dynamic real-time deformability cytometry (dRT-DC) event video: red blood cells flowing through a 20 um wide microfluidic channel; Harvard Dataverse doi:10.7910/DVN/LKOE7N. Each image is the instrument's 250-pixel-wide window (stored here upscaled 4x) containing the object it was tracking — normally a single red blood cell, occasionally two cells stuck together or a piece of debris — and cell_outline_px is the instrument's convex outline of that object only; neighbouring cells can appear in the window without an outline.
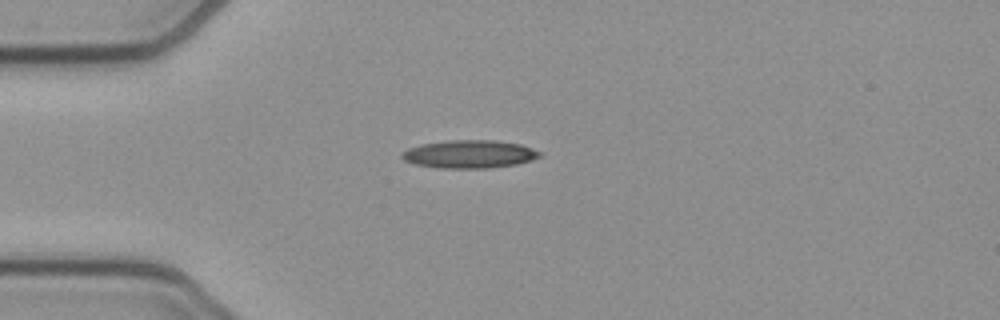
{"species": "common noctule bat (a hibernating species)", "species_latin": "Nyctalus noctula", "temperature_condition": "cold", "stored_images_in_passage": 40, "camera_frame_rate_fps": 3000, "um_per_image_px": 0.085, "animal": {"sex": "female", "body_mass_g": 21.9}, "frame": {"image": 1, "passage_image": 1, "time_ms": 0.0, "image_size_px": [1000, 320], "cell_outline_px": [[540, 156], [532, 160], [516, 164], [488, 168], [440, 168], [416, 164], [404, 160], [400, 156], [400, 152], [408, 148], [420, 144], [448, 140], [496, 140], [520, 144], [532, 148], [540, 152]], "centroid_in_image_um": [39.87, 13.09], "position_along_channel_um": 45.1, "area_um2": 22.54}}
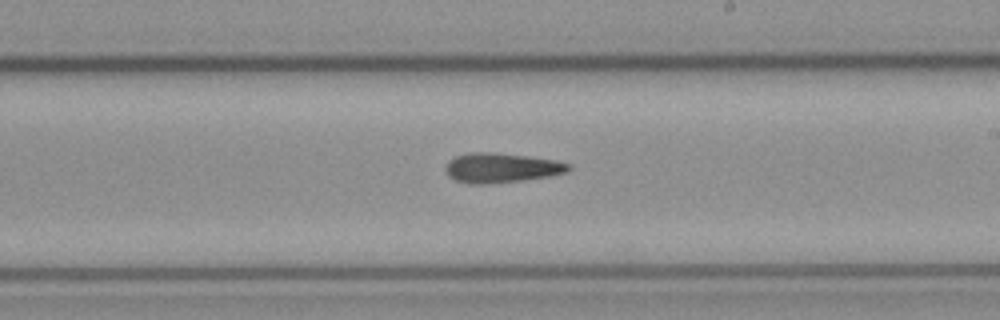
{"frame": {"image": 2, "passage_image": 18, "time_ms": 5.667, "image_size_px": [1000, 320], "cell_outline_px": [[572, 168], [568, 172], [548, 176], [524, 180], [488, 184], [468, 184], [456, 180], [448, 176], [444, 168], [448, 160], [456, 156], [468, 152], [492, 152], [528, 156], [556, 160], [572, 164]], "centroid_in_image_um": [42.61, 14.26], "position_along_channel_um": 246.4, "area_um2": 21.56}}
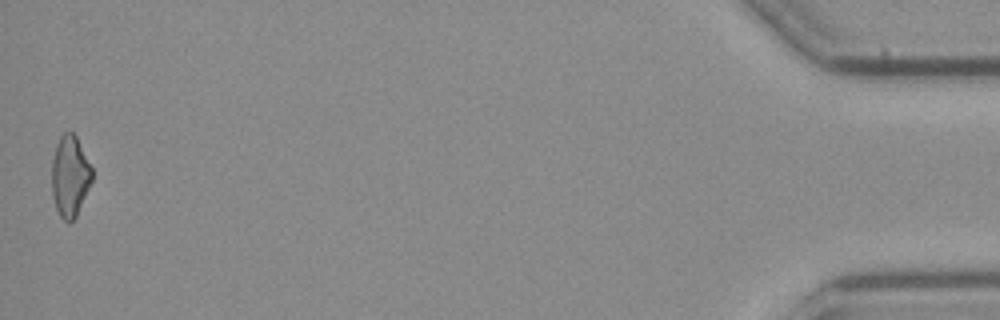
{"frame": {"image": 3, "passage_image": 40, "time_ms": 13.0, "image_size_px": [1000, 320], "cell_outline_px": [[92, 180], [76, 216], [68, 224], [60, 216], [56, 208], [52, 196], [52, 160], [56, 144], [60, 136], [64, 132], [72, 132], [76, 136], [92, 168]], "centroid_in_image_um": [5.93, 14.97], "position_along_channel_um": 429.3, "area_um2": 18.9}, "authors_computed_cell_mechanics": {"area_um2": 20.8658, "velocity_mm_per_s": 3.8613, "shape_relaxation_time_tau1_ms": 10.2691, "shape_relaxation_time_tau2_ms": null, "deformation_change_tau1": 0.2168, "deformation_change_tau2": null}}